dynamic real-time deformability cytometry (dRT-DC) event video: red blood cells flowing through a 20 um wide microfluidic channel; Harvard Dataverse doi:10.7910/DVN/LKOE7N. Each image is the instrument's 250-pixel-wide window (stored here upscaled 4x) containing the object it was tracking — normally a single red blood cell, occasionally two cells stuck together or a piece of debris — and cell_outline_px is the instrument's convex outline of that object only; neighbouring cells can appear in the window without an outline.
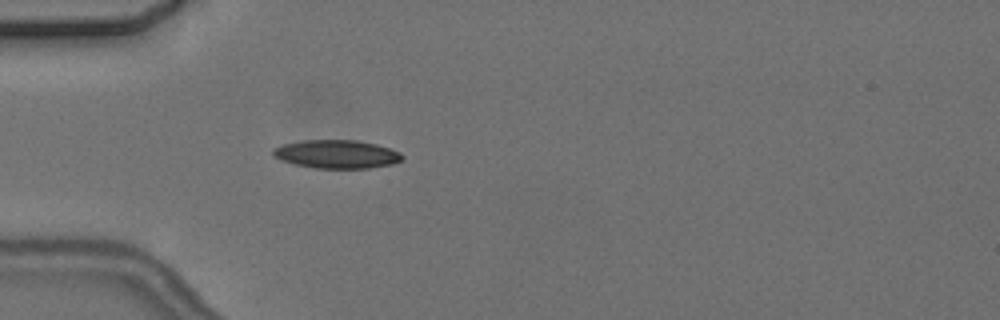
{"species": "common noctule bat (a hibernating species)", "species_latin": "Nyctalus noctula", "temperature_condition": "cold", "stored_images_in_passage": 2, "camera_frame_rate_fps": 3000, "um_per_image_px": 0.085, "animal": {"sex": "female", "body_mass_g": 24.6, "forearm_length_mm": 56.2}, "frame": {"image": 1, "passage_image": 2, "time_ms": 2.0, "image_size_px": [1000, 320], "cell_outline_px": [[404, 156], [400, 160], [392, 164], [368, 168], [316, 168], [296, 164], [280, 160], [272, 156], [272, 148], [284, 144], [304, 140], [356, 140], [376, 144], [400, 152]], "centroid_in_image_um": [28.59, 13.1], "position_along_channel_um": 56.4, "area_um2": 21.27}}